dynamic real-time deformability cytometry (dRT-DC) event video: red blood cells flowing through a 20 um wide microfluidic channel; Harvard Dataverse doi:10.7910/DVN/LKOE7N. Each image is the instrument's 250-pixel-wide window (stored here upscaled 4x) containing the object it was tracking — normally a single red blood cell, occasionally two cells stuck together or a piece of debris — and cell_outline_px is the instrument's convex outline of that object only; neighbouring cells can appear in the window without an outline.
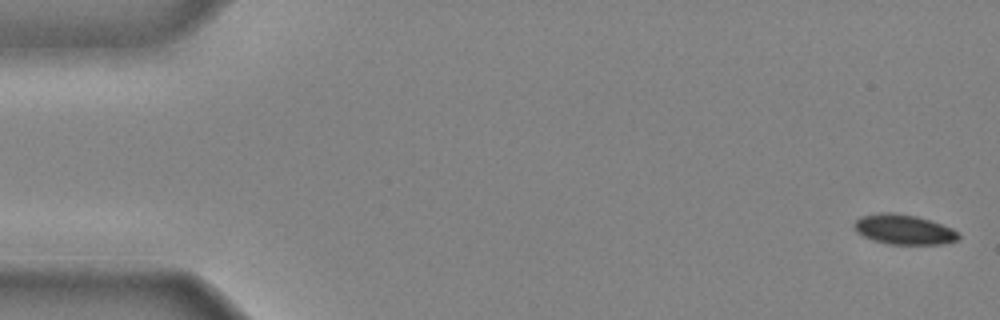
{"species": "common noctule bat (a hibernating species)", "species_latin": "Nyctalus noctula", "temperature_condition": "cold", "stored_images_in_passage": 12, "camera_frame_rate_fps": 3000, "um_per_image_px": 0.085, "animal": {"sex": "male", "body_mass_g": 20.4}, "frame": {"image": 1, "passage_image": 1, "time_ms": 0.0, "image_size_px": [1000, 320], "cell_outline_px": [[960, 236], [956, 240], [940, 244], [888, 244], [872, 240], [856, 232], [852, 224], [860, 216], [880, 212], [892, 212], [916, 216], [952, 228]], "centroid_in_image_um": [76.75, 19.5], "position_along_channel_um": 8.2, "area_um2": 18.09}}
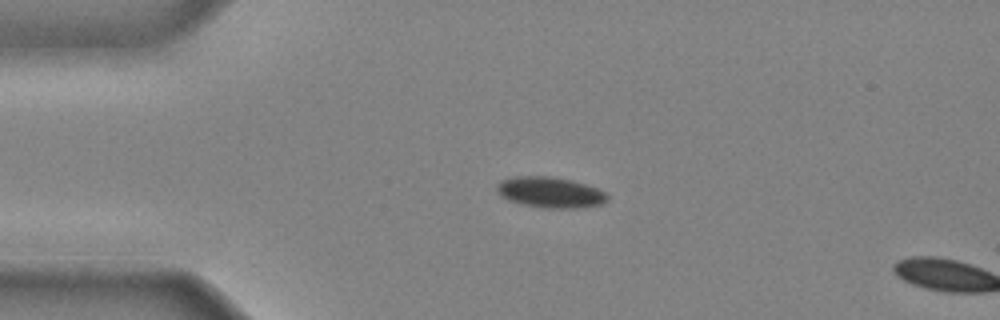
{"frame": {"image": 2, "passage_image": 10, "time_ms": 3.0, "image_size_px": [1000, 320], "cell_outline_px": [[608, 200], [600, 204], [576, 208], [544, 208], [524, 204], [508, 200], [500, 196], [496, 192], [496, 184], [500, 180], [516, 176], [548, 176], [572, 180], [596, 188], [604, 192], [608, 196]], "centroid_in_image_um": [46.71, 16.34], "position_along_channel_um": 38.3, "area_um2": 19.77}}